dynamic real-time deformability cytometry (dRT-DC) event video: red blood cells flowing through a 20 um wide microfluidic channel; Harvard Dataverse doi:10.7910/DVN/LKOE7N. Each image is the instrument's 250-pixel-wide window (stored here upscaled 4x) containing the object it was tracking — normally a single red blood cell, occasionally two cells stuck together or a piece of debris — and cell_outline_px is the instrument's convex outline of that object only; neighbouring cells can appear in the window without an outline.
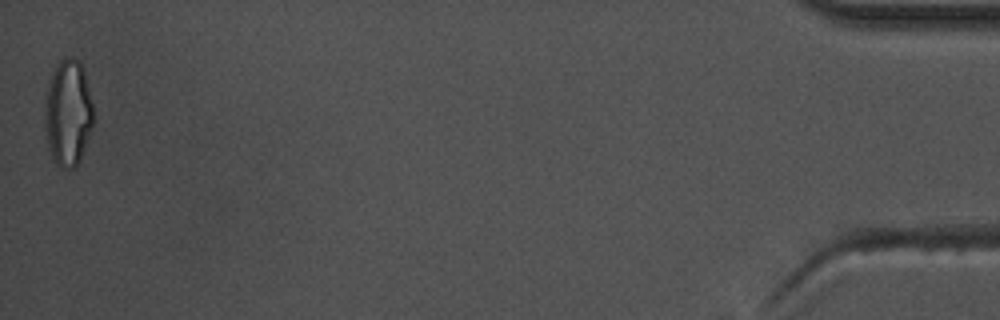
{"species": "common noctule bat (a hibernating species)", "species_latin": "Nyctalus noctula", "temperature_condition": "warm", "stored_images_in_passage": 50, "camera_frame_rate_fps": 3000, "um_per_image_px": 0.085, "animal": {"sex": "male", "body_mass_g": 17.5, "forearm_length_mm": 52.3}, "frame": {"image": 1, "passage_image": 50, "time_ms": 16.333, "image_size_px": [1000, 320], "cell_outline_px": [[92, 124], [80, 160], [76, 168], [64, 168], [56, 164], [52, 156], [48, 144], [44, 124], [44, 96], [52, 72], [56, 64], [60, 60], [72, 56], [80, 60], [84, 72], [92, 100]], "centroid_in_image_um": [5.75, 9.56], "position_along_channel_um": 429.4, "area_um2": 30.17}, "authors_computed_cell_mechanics": {"area_um2": 21.0681, "velocity_mm_per_s": 3.6765, "shape_relaxation_time_tau1_ms": null, "shape_relaxation_time_tau2_ms": 1.8554, "deformation_change_tau1": null, "deformation_change_tau2": 0.0971}}